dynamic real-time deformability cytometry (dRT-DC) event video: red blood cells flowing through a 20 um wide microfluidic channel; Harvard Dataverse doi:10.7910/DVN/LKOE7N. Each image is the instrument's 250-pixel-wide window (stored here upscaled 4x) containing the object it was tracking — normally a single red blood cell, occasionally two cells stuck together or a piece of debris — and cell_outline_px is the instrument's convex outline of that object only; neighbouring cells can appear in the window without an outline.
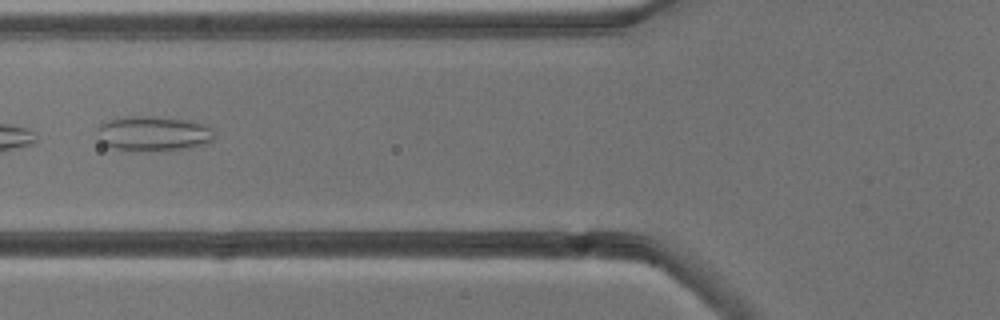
{"species": "common noctule bat (a hibernating species)", "species_latin": "Nyctalus noctula", "temperature_condition": "cold", "stored_images_in_passage": 6, "camera_frame_rate_fps": 3000, "um_per_image_px": 0.085, "animal": {"sex": "male", "body_mass_g": 13.3}, "frame": {"image": 1, "passage_image": 6, "time_ms": 6.0, "image_size_px": [1000, 320], "cell_outline_px": [[212, 140], [208, 144], [188, 148], [116, 148], [104, 144], [100, 140], [96, 132], [96, 128], [100, 124], [108, 120], [124, 116], [152, 116], [184, 120], [204, 124], [212, 128]], "centroid_in_image_um": [13.02, 11.3], "position_along_channel_um": 112.8, "area_um2": 22.89}}